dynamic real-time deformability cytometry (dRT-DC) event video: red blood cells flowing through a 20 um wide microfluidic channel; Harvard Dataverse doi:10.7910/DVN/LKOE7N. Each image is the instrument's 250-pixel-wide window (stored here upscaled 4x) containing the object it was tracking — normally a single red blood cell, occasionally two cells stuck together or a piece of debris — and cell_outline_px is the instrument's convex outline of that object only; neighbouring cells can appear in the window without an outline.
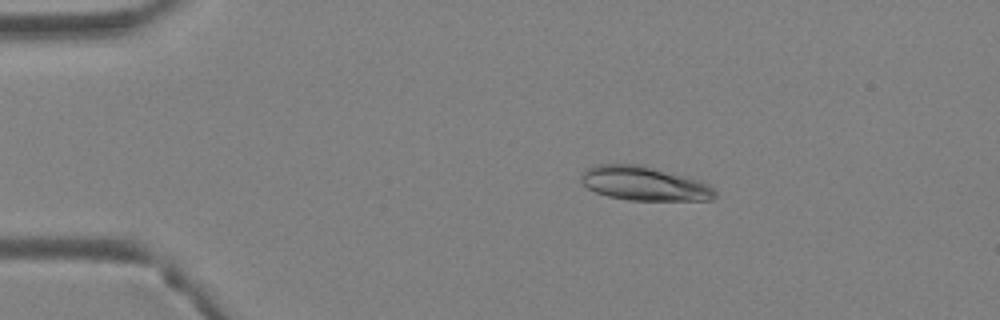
{"species": "Egyptian fruit bat (a non-hibernating species)", "species_latin": "Rousettus aegyptiacus", "temperature_condition": "warm", "stored_images_in_passage": 3, "camera_frame_rate_fps": 3000, "um_per_image_px": 0.085, "animal": {"sex": "female"}, "frame": {"image": 1, "passage_image": 2, "time_ms": 0.333, "image_size_px": [1000, 320], "cell_outline_px": [[716, 196], [712, 200], [628, 200], [608, 196], [596, 192], [588, 188], [580, 180], [580, 172], [596, 164], [636, 164], [700, 180], [708, 184], [716, 192]], "centroid_in_image_um": [54.73, 15.6], "position_along_channel_um": 30.3, "area_um2": 26.41}}